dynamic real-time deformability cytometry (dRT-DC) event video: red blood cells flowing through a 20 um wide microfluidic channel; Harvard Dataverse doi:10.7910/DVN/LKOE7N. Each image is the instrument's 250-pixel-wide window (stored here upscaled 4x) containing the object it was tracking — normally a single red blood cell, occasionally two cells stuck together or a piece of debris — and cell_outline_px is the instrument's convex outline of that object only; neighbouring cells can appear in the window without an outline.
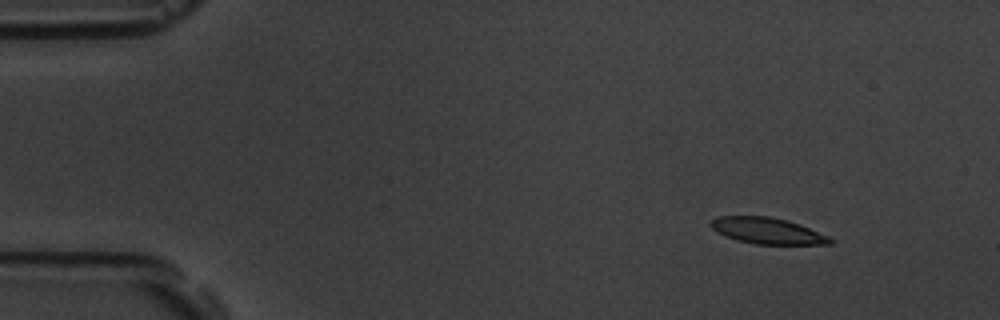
{"species": "common noctule bat (a hibernating species)", "species_latin": "Nyctalus noctula", "temperature_condition": "room temperature", "stored_images_in_passage": 4, "camera_frame_rate_fps": 3000, "um_per_image_px": 0.085, "animal": {"sex": "male", "body_mass_g": 19.5, "forearm_length_mm": 54.6}, "frame": {"image": 1, "passage_image": 2, "time_ms": 1.0, "image_size_px": [1000, 320], "cell_outline_px": [[836, 240], [832, 244], [756, 244], [736, 240], [724, 236], [716, 232], [708, 224], [716, 216], [768, 216], [788, 220], [800, 224], [828, 236]], "centroid_in_image_um": [65.21, 19.61], "position_along_channel_um": 19.8, "area_um2": 18.38}}